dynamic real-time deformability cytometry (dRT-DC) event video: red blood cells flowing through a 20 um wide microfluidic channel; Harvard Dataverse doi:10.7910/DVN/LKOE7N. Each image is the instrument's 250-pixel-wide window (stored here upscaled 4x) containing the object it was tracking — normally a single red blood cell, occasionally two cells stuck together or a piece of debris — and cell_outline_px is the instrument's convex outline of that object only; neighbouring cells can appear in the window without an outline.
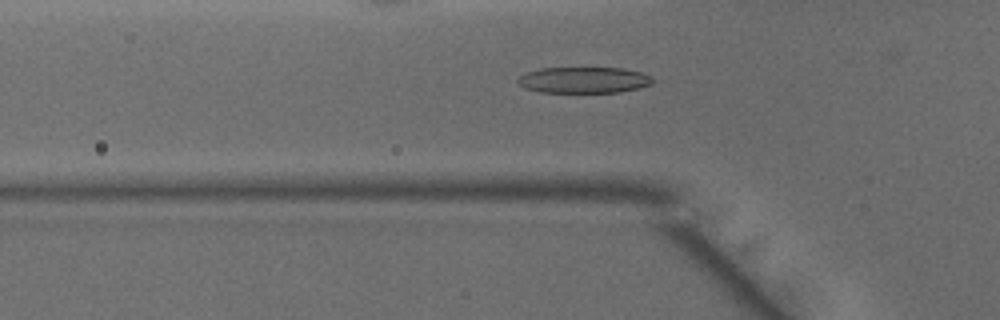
{"species": "common noctule bat (a hibernating species)", "species_latin": "Nyctalus noctula", "temperature_condition": "warm", "stored_images_in_passage": 41, "camera_frame_rate_fps": 3000, "um_per_image_px": 0.085, "animal": {"sex": "male", "body_mass_g": 15.6}, "frame": {"image": 1, "passage_image": 9, "time_ms": 2.667, "image_size_px": [1000, 320], "cell_outline_px": [[656, 80], [652, 84], [620, 92], [540, 92], [524, 88], [516, 80], [520, 76], [528, 72], [544, 68], [624, 68], [644, 72], [652, 76]], "centroid_in_image_um": [49.69, 6.8], "position_along_channel_um": 76.1, "area_um2": 20.58}}
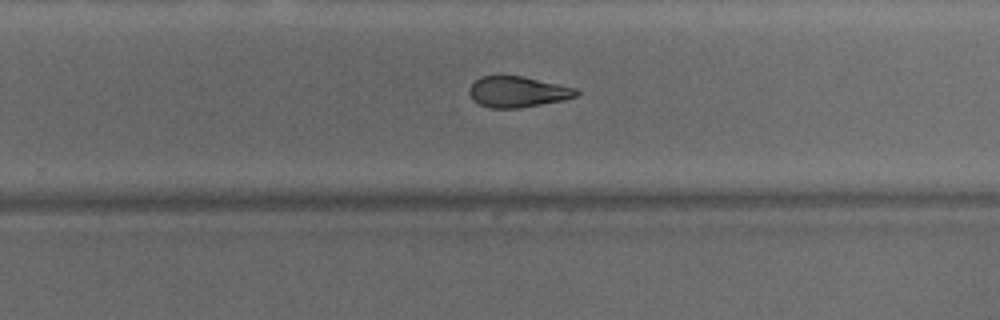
{"frame": {"image": 2, "passage_image": 24, "time_ms": 7.667, "image_size_px": [1000, 320], "cell_outline_px": [[580, 92], [576, 96], [564, 100], [520, 108], [488, 108], [472, 100], [468, 92], [472, 84], [480, 76], [524, 76], [576, 88]], "centroid_in_image_um": [44.0, 7.81], "position_along_channel_um": 285.8, "area_um2": 19.31}}
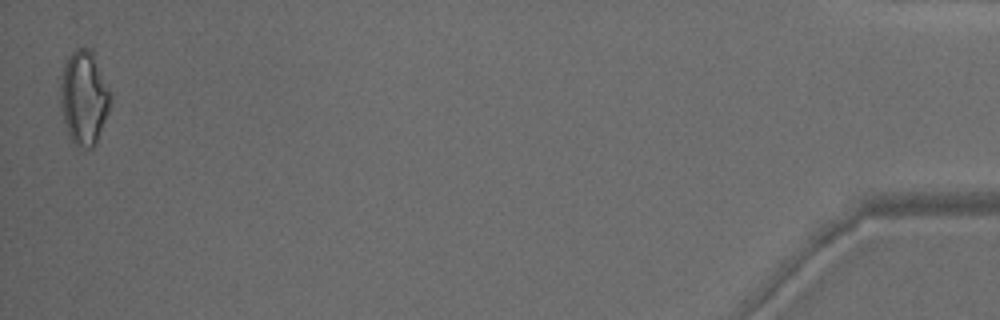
{"frame": {"image": 3, "passage_image": 41, "time_ms": 13.333, "image_size_px": [1000, 320], "cell_outline_px": [[112, 100], [108, 112], [96, 144], [92, 148], [88, 148], [72, 144], [60, 108], [60, 84], [64, 64], [68, 56], [76, 48], [92, 48], [112, 96]], "centroid_in_image_um": [7.14, 8.29], "position_along_channel_um": 428.1, "area_um2": 27.63}, "authors_computed_cell_mechanics": {"area_um2": 20.519, "velocity_mm_per_s": 4.1743, "shape_relaxation_time_tau1_ms": 7.2764, "shape_relaxation_time_tau2_ms": 2.8331, "deformation_change_tau1": 0.2328, "deformation_change_tau2": 0.117}}